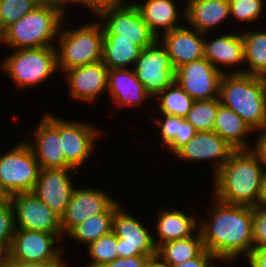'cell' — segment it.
I'll use <instances>...</instances> for the list:
<instances>
[{"mask_svg":"<svg viewBox=\"0 0 266 267\" xmlns=\"http://www.w3.org/2000/svg\"><path fill=\"white\" fill-rule=\"evenodd\" d=\"M197 133V130L185 120L180 117L179 135H176L174 140L167 146L169 150L175 154L181 147L188 143Z\"/></svg>","mask_w":266,"mask_h":267,"instance_id":"39","label":"cell"},{"mask_svg":"<svg viewBox=\"0 0 266 267\" xmlns=\"http://www.w3.org/2000/svg\"><path fill=\"white\" fill-rule=\"evenodd\" d=\"M1 65L17 88L38 86L58 71L56 46L15 49Z\"/></svg>","mask_w":266,"mask_h":267,"instance_id":"6","label":"cell"},{"mask_svg":"<svg viewBox=\"0 0 266 267\" xmlns=\"http://www.w3.org/2000/svg\"><path fill=\"white\" fill-rule=\"evenodd\" d=\"M46 2L50 3L54 8H56L63 16L65 15V8L64 6L67 4H80L88 9L90 11L92 10L95 13V0H45Z\"/></svg>","mask_w":266,"mask_h":267,"instance_id":"43","label":"cell"},{"mask_svg":"<svg viewBox=\"0 0 266 267\" xmlns=\"http://www.w3.org/2000/svg\"><path fill=\"white\" fill-rule=\"evenodd\" d=\"M215 202L211 222L199 223L204 248L220 261L248 257L253 250V207Z\"/></svg>","mask_w":266,"mask_h":267,"instance_id":"1","label":"cell"},{"mask_svg":"<svg viewBox=\"0 0 266 267\" xmlns=\"http://www.w3.org/2000/svg\"><path fill=\"white\" fill-rule=\"evenodd\" d=\"M157 213L156 231L159 240L155 243L156 249L161 244L191 237L195 230H199L198 224L200 221L196 222L193 215L188 216L181 210L163 209L157 211Z\"/></svg>","mask_w":266,"mask_h":267,"instance_id":"24","label":"cell"},{"mask_svg":"<svg viewBox=\"0 0 266 267\" xmlns=\"http://www.w3.org/2000/svg\"><path fill=\"white\" fill-rule=\"evenodd\" d=\"M64 16L45 0L33 11L8 26L0 43L15 49L54 47ZM53 42V43H52Z\"/></svg>","mask_w":266,"mask_h":267,"instance_id":"4","label":"cell"},{"mask_svg":"<svg viewBox=\"0 0 266 267\" xmlns=\"http://www.w3.org/2000/svg\"><path fill=\"white\" fill-rule=\"evenodd\" d=\"M64 237L66 236L63 234L16 228L12 244L8 249V259L22 263L63 260V252L54 245L55 242H60Z\"/></svg>","mask_w":266,"mask_h":267,"instance_id":"11","label":"cell"},{"mask_svg":"<svg viewBox=\"0 0 266 267\" xmlns=\"http://www.w3.org/2000/svg\"><path fill=\"white\" fill-rule=\"evenodd\" d=\"M115 199L95 188H74L66 211L61 217L63 236L86 218L104 212Z\"/></svg>","mask_w":266,"mask_h":267,"instance_id":"16","label":"cell"},{"mask_svg":"<svg viewBox=\"0 0 266 267\" xmlns=\"http://www.w3.org/2000/svg\"><path fill=\"white\" fill-rule=\"evenodd\" d=\"M223 72L206 58L181 65L175 69V82L195 101L219 98Z\"/></svg>","mask_w":266,"mask_h":267,"instance_id":"12","label":"cell"},{"mask_svg":"<svg viewBox=\"0 0 266 267\" xmlns=\"http://www.w3.org/2000/svg\"><path fill=\"white\" fill-rule=\"evenodd\" d=\"M185 20L194 29L207 34L231 17L229 0H186Z\"/></svg>","mask_w":266,"mask_h":267,"instance_id":"22","label":"cell"},{"mask_svg":"<svg viewBox=\"0 0 266 267\" xmlns=\"http://www.w3.org/2000/svg\"><path fill=\"white\" fill-rule=\"evenodd\" d=\"M35 143L28 142L40 168H65V155L59 132V117L43 116L34 132Z\"/></svg>","mask_w":266,"mask_h":267,"instance_id":"17","label":"cell"},{"mask_svg":"<svg viewBox=\"0 0 266 267\" xmlns=\"http://www.w3.org/2000/svg\"><path fill=\"white\" fill-rule=\"evenodd\" d=\"M117 237L113 231L91 242L87 246L89 256L92 262L85 267H102L104 264L114 261L118 258Z\"/></svg>","mask_w":266,"mask_h":267,"instance_id":"33","label":"cell"},{"mask_svg":"<svg viewBox=\"0 0 266 267\" xmlns=\"http://www.w3.org/2000/svg\"><path fill=\"white\" fill-rule=\"evenodd\" d=\"M119 207L115 200L104 212L88 217L75 226L67 236L88 246L112 231L113 215Z\"/></svg>","mask_w":266,"mask_h":267,"instance_id":"28","label":"cell"},{"mask_svg":"<svg viewBox=\"0 0 266 267\" xmlns=\"http://www.w3.org/2000/svg\"><path fill=\"white\" fill-rule=\"evenodd\" d=\"M108 72L102 61L65 71L70 96L85 103L94 102L100 94L107 92Z\"/></svg>","mask_w":266,"mask_h":267,"instance_id":"18","label":"cell"},{"mask_svg":"<svg viewBox=\"0 0 266 267\" xmlns=\"http://www.w3.org/2000/svg\"><path fill=\"white\" fill-rule=\"evenodd\" d=\"M216 259L211 252L205 249L198 257L177 265H169V267H215L212 261H216Z\"/></svg>","mask_w":266,"mask_h":267,"instance_id":"41","label":"cell"},{"mask_svg":"<svg viewBox=\"0 0 266 267\" xmlns=\"http://www.w3.org/2000/svg\"><path fill=\"white\" fill-rule=\"evenodd\" d=\"M10 201H11V194L0 182V204Z\"/></svg>","mask_w":266,"mask_h":267,"instance_id":"50","label":"cell"},{"mask_svg":"<svg viewBox=\"0 0 266 267\" xmlns=\"http://www.w3.org/2000/svg\"><path fill=\"white\" fill-rule=\"evenodd\" d=\"M59 132L65 155V168L78 170L94 150L95 138L97 139L100 132L86 122H70L61 118Z\"/></svg>","mask_w":266,"mask_h":267,"instance_id":"15","label":"cell"},{"mask_svg":"<svg viewBox=\"0 0 266 267\" xmlns=\"http://www.w3.org/2000/svg\"><path fill=\"white\" fill-rule=\"evenodd\" d=\"M264 168L251 150H235L213 175V195L226 204L256 207Z\"/></svg>","mask_w":266,"mask_h":267,"instance_id":"2","label":"cell"},{"mask_svg":"<svg viewBox=\"0 0 266 267\" xmlns=\"http://www.w3.org/2000/svg\"><path fill=\"white\" fill-rule=\"evenodd\" d=\"M253 249L266 248V208L253 207Z\"/></svg>","mask_w":266,"mask_h":267,"instance_id":"37","label":"cell"},{"mask_svg":"<svg viewBox=\"0 0 266 267\" xmlns=\"http://www.w3.org/2000/svg\"><path fill=\"white\" fill-rule=\"evenodd\" d=\"M133 70L151 97L158 96L175 82V69L170 56L158 40L151 47L141 50Z\"/></svg>","mask_w":266,"mask_h":267,"instance_id":"9","label":"cell"},{"mask_svg":"<svg viewBox=\"0 0 266 267\" xmlns=\"http://www.w3.org/2000/svg\"><path fill=\"white\" fill-rule=\"evenodd\" d=\"M133 3L151 32L158 39H160L158 29L163 30L162 33L164 34L182 26H178L177 21L181 13L185 18V10L179 13L175 2L172 0H146L143 4Z\"/></svg>","mask_w":266,"mask_h":267,"instance_id":"25","label":"cell"},{"mask_svg":"<svg viewBox=\"0 0 266 267\" xmlns=\"http://www.w3.org/2000/svg\"><path fill=\"white\" fill-rule=\"evenodd\" d=\"M39 171V163L28 141H21L0 156V182L11 195L32 192Z\"/></svg>","mask_w":266,"mask_h":267,"instance_id":"8","label":"cell"},{"mask_svg":"<svg viewBox=\"0 0 266 267\" xmlns=\"http://www.w3.org/2000/svg\"><path fill=\"white\" fill-rule=\"evenodd\" d=\"M61 32V33H60ZM56 58L58 70L72 68L102 61L103 27L100 22L84 24L76 30L64 29L58 33Z\"/></svg>","mask_w":266,"mask_h":267,"instance_id":"5","label":"cell"},{"mask_svg":"<svg viewBox=\"0 0 266 267\" xmlns=\"http://www.w3.org/2000/svg\"><path fill=\"white\" fill-rule=\"evenodd\" d=\"M213 132L235 150H249L253 146H249L245 136L255 131L236 112L222 104L218 107Z\"/></svg>","mask_w":266,"mask_h":267,"instance_id":"26","label":"cell"},{"mask_svg":"<svg viewBox=\"0 0 266 267\" xmlns=\"http://www.w3.org/2000/svg\"><path fill=\"white\" fill-rule=\"evenodd\" d=\"M251 267H266V248L253 249L248 256Z\"/></svg>","mask_w":266,"mask_h":267,"instance_id":"45","label":"cell"},{"mask_svg":"<svg viewBox=\"0 0 266 267\" xmlns=\"http://www.w3.org/2000/svg\"><path fill=\"white\" fill-rule=\"evenodd\" d=\"M244 40V61L249 70L232 73H244L266 78V32L256 31L241 33Z\"/></svg>","mask_w":266,"mask_h":267,"instance_id":"30","label":"cell"},{"mask_svg":"<svg viewBox=\"0 0 266 267\" xmlns=\"http://www.w3.org/2000/svg\"><path fill=\"white\" fill-rule=\"evenodd\" d=\"M111 69L108 72L107 93L112 96L116 106L128 107L141 105L147 97H151L144 89L134 70L131 68Z\"/></svg>","mask_w":266,"mask_h":267,"instance_id":"21","label":"cell"},{"mask_svg":"<svg viewBox=\"0 0 266 267\" xmlns=\"http://www.w3.org/2000/svg\"><path fill=\"white\" fill-rule=\"evenodd\" d=\"M235 149L217 133L197 132L196 135L181 147L174 155L183 161L213 160L214 174L230 158Z\"/></svg>","mask_w":266,"mask_h":267,"instance_id":"19","label":"cell"},{"mask_svg":"<svg viewBox=\"0 0 266 267\" xmlns=\"http://www.w3.org/2000/svg\"><path fill=\"white\" fill-rule=\"evenodd\" d=\"M204 58L223 73L226 72L220 69L222 65H229L230 67L232 65H240V63L244 64V40L242 34H224L216 39H211V41L204 40Z\"/></svg>","mask_w":266,"mask_h":267,"instance_id":"23","label":"cell"},{"mask_svg":"<svg viewBox=\"0 0 266 267\" xmlns=\"http://www.w3.org/2000/svg\"><path fill=\"white\" fill-rule=\"evenodd\" d=\"M78 172L74 168H40L32 193L61 218L75 188L71 178Z\"/></svg>","mask_w":266,"mask_h":267,"instance_id":"14","label":"cell"},{"mask_svg":"<svg viewBox=\"0 0 266 267\" xmlns=\"http://www.w3.org/2000/svg\"><path fill=\"white\" fill-rule=\"evenodd\" d=\"M257 206L266 208V172H264Z\"/></svg>","mask_w":266,"mask_h":267,"instance_id":"47","label":"cell"},{"mask_svg":"<svg viewBox=\"0 0 266 267\" xmlns=\"http://www.w3.org/2000/svg\"><path fill=\"white\" fill-rule=\"evenodd\" d=\"M16 230L11 201L0 204V242L10 248Z\"/></svg>","mask_w":266,"mask_h":267,"instance_id":"36","label":"cell"},{"mask_svg":"<svg viewBox=\"0 0 266 267\" xmlns=\"http://www.w3.org/2000/svg\"><path fill=\"white\" fill-rule=\"evenodd\" d=\"M9 258L8 248L0 242V267H3Z\"/></svg>","mask_w":266,"mask_h":267,"instance_id":"48","label":"cell"},{"mask_svg":"<svg viewBox=\"0 0 266 267\" xmlns=\"http://www.w3.org/2000/svg\"><path fill=\"white\" fill-rule=\"evenodd\" d=\"M126 0H95V14L97 15L99 10L109 6H125L129 5Z\"/></svg>","mask_w":266,"mask_h":267,"instance_id":"46","label":"cell"},{"mask_svg":"<svg viewBox=\"0 0 266 267\" xmlns=\"http://www.w3.org/2000/svg\"><path fill=\"white\" fill-rule=\"evenodd\" d=\"M44 0H0V26L3 31L17 22L27 13L33 11Z\"/></svg>","mask_w":266,"mask_h":267,"instance_id":"34","label":"cell"},{"mask_svg":"<svg viewBox=\"0 0 266 267\" xmlns=\"http://www.w3.org/2000/svg\"><path fill=\"white\" fill-rule=\"evenodd\" d=\"M261 134H258V138L251 150L258 156L261 166L266 167V128L261 129ZM266 169V168H265ZM264 169V172L266 170Z\"/></svg>","mask_w":266,"mask_h":267,"instance_id":"42","label":"cell"},{"mask_svg":"<svg viewBox=\"0 0 266 267\" xmlns=\"http://www.w3.org/2000/svg\"><path fill=\"white\" fill-rule=\"evenodd\" d=\"M112 231L117 237L118 257L156 255V240L152 233L131 214L119 207L113 215Z\"/></svg>","mask_w":266,"mask_h":267,"instance_id":"10","label":"cell"},{"mask_svg":"<svg viewBox=\"0 0 266 267\" xmlns=\"http://www.w3.org/2000/svg\"><path fill=\"white\" fill-rule=\"evenodd\" d=\"M141 50L130 40L118 39V35H103L102 62L109 70L134 66Z\"/></svg>","mask_w":266,"mask_h":267,"instance_id":"27","label":"cell"},{"mask_svg":"<svg viewBox=\"0 0 266 267\" xmlns=\"http://www.w3.org/2000/svg\"><path fill=\"white\" fill-rule=\"evenodd\" d=\"M62 260H51L35 263H22L14 260H7V263L3 267H65Z\"/></svg>","mask_w":266,"mask_h":267,"instance_id":"44","label":"cell"},{"mask_svg":"<svg viewBox=\"0 0 266 267\" xmlns=\"http://www.w3.org/2000/svg\"><path fill=\"white\" fill-rule=\"evenodd\" d=\"M204 35L205 33L186 28L184 25L164 33L158 41H163L162 46L167 50L176 69L183 64L204 58Z\"/></svg>","mask_w":266,"mask_h":267,"instance_id":"20","label":"cell"},{"mask_svg":"<svg viewBox=\"0 0 266 267\" xmlns=\"http://www.w3.org/2000/svg\"><path fill=\"white\" fill-rule=\"evenodd\" d=\"M147 267H169V265L155 255L149 259Z\"/></svg>","mask_w":266,"mask_h":267,"instance_id":"49","label":"cell"},{"mask_svg":"<svg viewBox=\"0 0 266 267\" xmlns=\"http://www.w3.org/2000/svg\"><path fill=\"white\" fill-rule=\"evenodd\" d=\"M219 100L236 112L255 132L266 128V78L244 73H224Z\"/></svg>","mask_w":266,"mask_h":267,"instance_id":"3","label":"cell"},{"mask_svg":"<svg viewBox=\"0 0 266 267\" xmlns=\"http://www.w3.org/2000/svg\"><path fill=\"white\" fill-rule=\"evenodd\" d=\"M15 226L19 229L63 234L61 218L34 193L11 195Z\"/></svg>","mask_w":266,"mask_h":267,"instance_id":"13","label":"cell"},{"mask_svg":"<svg viewBox=\"0 0 266 267\" xmlns=\"http://www.w3.org/2000/svg\"><path fill=\"white\" fill-rule=\"evenodd\" d=\"M264 0H229L230 15L245 22H254L260 18Z\"/></svg>","mask_w":266,"mask_h":267,"instance_id":"35","label":"cell"},{"mask_svg":"<svg viewBox=\"0 0 266 267\" xmlns=\"http://www.w3.org/2000/svg\"><path fill=\"white\" fill-rule=\"evenodd\" d=\"M149 259L146 256L118 257L102 267H147Z\"/></svg>","mask_w":266,"mask_h":267,"instance_id":"40","label":"cell"},{"mask_svg":"<svg viewBox=\"0 0 266 267\" xmlns=\"http://www.w3.org/2000/svg\"><path fill=\"white\" fill-rule=\"evenodd\" d=\"M97 16L104 23L103 35H118V39L130 40L141 49L151 47L158 40L134 3L102 8Z\"/></svg>","mask_w":266,"mask_h":267,"instance_id":"7","label":"cell"},{"mask_svg":"<svg viewBox=\"0 0 266 267\" xmlns=\"http://www.w3.org/2000/svg\"><path fill=\"white\" fill-rule=\"evenodd\" d=\"M205 250L201 232L195 236L161 244L156 255L168 265H177L198 257Z\"/></svg>","mask_w":266,"mask_h":267,"instance_id":"29","label":"cell"},{"mask_svg":"<svg viewBox=\"0 0 266 267\" xmlns=\"http://www.w3.org/2000/svg\"><path fill=\"white\" fill-rule=\"evenodd\" d=\"M220 104L219 98L196 100L193 102L190 111L184 118L197 132L213 131L214 120Z\"/></svg>","mask_w":266,"mask_h":267,"instance_id":"32","label":"cell"},{"mask_svg":"<svg viewBox=\"0 0 266 267\" xmlns=\"http://www.w3.org/2000/svg\"><path fill=\"white\" fill-rule=\"evenodd\" d=\"M157 99L160 100V104L156 109H160L162 114L180 117L188 114L195 101L176 82L160 93Z\"/></svg>","mask_w":266,"mask_h":267,"instance_id":"31","label":"cell"},{"mask_svg":"<svg viewBox=\"0 0 266 267\" xmlns=\"http://www.w3.org/2000/svg\"><path fill=\"white\" fill-rule=\"evenodd\" d=\"M165 117L164 121L154 119V122L159 126L160 134L164 145L168 146L179 135L180 116L162 114Z\"/></svg>","mask_w":266,"mask_h":267,"instance_id":"38","label":"cell"}]
</instances>
